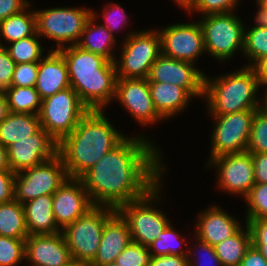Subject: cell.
<instances>
[{
    "label": "cell",
    "mask_w": 267,
    "mask_h": 266,
    "mask_svg": "<svg viewBox=\"0 0 267 266\" xmlns=\"http://www.w3.org/2000/svg\"><path fill=\"white\" fill-rule=\"evenodd\" d=\"M143 138H125L79 179L93 205L118 209L151 191L161 179V156ZM99 203V204H98Z\"/></svg>",
    "instance_id": "6da1fadb"
},
{
    "label": "cell",
    "mask_w": 267,
    "mask_h": 266,
    "mask_svg": "<svg viewBox=\"0 0 267 266\" xmlns=\"http://www.w3.org/2000/svg\"><path fill=\"white\" fill-rule=\"evenodd\" d=\"M125 138L108 122L103 110H90L58 143V154L69 178L79 179Z\"/></svg>",
    "instance_id": "7a4b0ae2"
},
{
    "label": "cell",
    "mask_w": 267,
    "mask_h": 266,
    "mask_svg": "<svg viewBox=\"0 0 267 266\" xmlns=\"http://www.w3.org/2000/svg\"><path fill=\"white\" fill-rule=\"evenodd\" d=\"M67 65L70 87L89 110H102L115 97L117 72L115 62L77 45L57 50Z\"/></svg>",
    "instance_id": "3957f363"
},
{
    "label": "cell",
    "mask_w": 267,
    "mask_h": 266,
    "mask_svg": "<svg viewBox=\"0 0 267 266\" xmlns=\"http://www.w3.org/2000/svg\"><path fill=\"white\" fill-rule=\"evenodd\" d=\"M259 85L255 71L250 66L214 81L205 76L204 96L207 97L210 114L226 115L260 109V102L255 96Z\"/></svg>",
    "instance_id": "277c9868"
},
{
    "label": "cell",
    "mask_w": 267,
    "mask_h": 266,
    "mask_svg": "<svg viewBox=\"0 0 267 266\" xmlns=\"http://www.w3.org/2000/svg\"><path fill=\"white\" fill-rule=\"evenodd\" d=\"M116 212V209L111 207L94 205L62 229L73 262L84 266H89L93 262L99 249L104 225Z\"/></svg>",
    "instance_id": "5b68a950"
},
{
    "label": "cell",
    "mask_w": 267,
    "mask_h": 266,
    "mask_svg": "<svg viewBox=\"0 0 267 266\" xmlns=\"http://www.w3.org/2000/svg\"><path fill=\"white\" fill-rule=\"evenodd\" d=\"M89 111L77 92L69 87L43 99L38 117L41 128L59 143Z\"/></svg>",
    "instance_id": "8992f818"
},
{
    "label": "cell",
    "mask_w": 267,
    "mask_h": 266,
    "mask_svg": "<svg viewBox=\"0 0 267 266\" xmlns=\"http://www.w3.org/2000/svg\"><path fill=\"white\" fill-rule=\"evenodd\" d=\"M159 185L158 183L144 197L123 204L116 210L127 222L134 243L148 247L170 224L164 213L150 207V203L158 199Z\"/></svg>",
    "instance_id": "52a82bcc"
},
{
    "label": "cell",
    "mask_w": 267,
    "mask_h": 266,
    "mask_svg": "<svg viewBox=\"0 0 267 266\" xmlns=\"http://www.w3.org/2000/svg\"><path fill=\"white\" fill-rule=\"evenodd\" d=\"M69 178L59 154L15 174L14 200L21 204L43 195H53Z\"/></svg>",
    "instance_id": "ba28073f"
},
{
    "label": "cell",
    "mask_w": 267,
    "mask_h": 266,
    "mask_svg": "<svg viewBox=\"0 0 267 266\" xmlns=\"http://www.w3.org/2000/svg\"><path fill=\"white\" fill-rule=\"evenodd\" d=\"M125 39L119 65L115 60L117 78H148L151 66L161 55L159 32H133Z\"/></svg>",
    "instance_id": "9c48e42d"
},
{
    "label": "cell",
    "mask_w": 267,
    "mask_h": 266,
    "mask_svg": "<svg viewBox=\"0 0 267 266\" xmlns=\"http://www.w3.org/2000/svg\"><path fill=\"white\" fill-rule=\"evenodd\" d=\"M199 23L205 51L214 58L227 60L238 48L243 51L244 25L233 12L204 15Z\"/></svg>",
    "instance_id": "30bf717a"
},
{
    "label": "cell",
    "mask_w": 267,
    "mask_h": 266,
    "mask_svg": "<svg viewBox=\"0 0 267 266\" xmlns=\"http://www.w3.org/2000/svg\"><path fill=\"white\" fill-rule=\"evenodd\" d=\"M92 10L82 8H51L36 11V33L57 41V49L63 48L64 42L77 45L81 39Z\"/></svg>",
    "instance_id": "8fae6325"
},
{
    "label": "cell",
    "mask_w": 267,
    "mask_h": 266,
    "mask_svg": "<svg viewBox=\"0 0 267 266\" xmlns=\"http://www.w3.org/2000/svg\"><path fill=\"white\" fill-rule=\"evenodd\" d=\"M256 110L212 115L217 121L212 135L211 158L247 150L251 124Z\"/></svg>",
    "instance_id": "7c38bea8"
},
{
    "label": "cell",
    "mask_w": 267,
    "mask_h": 266,
    "mask_svg": "<svg viewBox=\"0 0 267 266\" xmlns=\"http://www.w3.org/2000/svg\"><path fill=\"white\" fill-rule=\"evenodd\" d=\"M197 22L174 24L161 30V54L194 64L205 50L203 30Z\"/></svg>",
    "instance_id": "4fadbf2b"
},
{
    "label": "cell",
    "mask_w": 267,
    "mask_h": 266,
    "mask_svg": "<svg viewBox=\"0 0 267 266\" xmlns=\"http://www.w3.org/2000/svg\"><path fill=\"white\" fill-rule=\"evenodd\" d=\"M148 82L171 83L184 88L192 97H204L205 75L192 63L160 55L153 63Z\"/></svg>",
    "instance_id": "5bb4252c"
},
{
    "label": "cell",
    "mask_w": 267,
    "mask_h": 266,
    "mask_svg": "<svg viewBox=\"0 0 267 266\" xmlns=\"http://www.w3.org/2000/svg\"><path fill=\"white\" fill-rule=\"evenodd\" d=\"M218 169L219 187L246 197L255 184L252 154L248 151L210 159Z\"/></svg>",
    "instance_id": "9a60e30c"
},
{
    "label": "cell",
    "mask_w": 267,
    "mask_h": 266,
    "mask_svg": "<svg viewBox=\"0 0 267 266\" xmlns=\"http://www.w3.org/2000/svg\"><path fill=\"white\" fill-rule=\"evenodd\" d=\"M11 171L15 174L52 159L58 154V142L43 128L28 139L7 147Z\"/></svg>",
    "instance_id": "2e32d148"
},
{
    "label": "cell",
    "mask_w": 267,
    "mask_h": 266,
    "mask_svg": "<svg viewBox=\"0 0 267 266\" xmlns=\"http://www.w3.org/2000/svg\"><path fill=\"white\" fill-rule=\"evenodd\" d=\"M116 98L140 124H153L162 119L151 99L147 78H117Z\"/></svg>",
    "instance_id": "e0dca14e"
},
{
    "label": "cell",
    "mask_w": 267,
    "mask_h": 266,
    "mask_svg": "<svg viewBox=\"0 0 267 266\" xmlns=\"http://www.w3.org/2000/svg\"><path fill=\"white\" fill-rule=\"evenodd\" d=\"M94 205L78 178H68L53 194V213L62 229L85 214Z\"/></svg>",
    "instance_id": "ac0fdd59"
},
{
    "label": "cell",
    "mask_w": 267,
    "mask_h": 266,
    "mask_svg": "<svg viewBox=\"0 0 267 266\" xmlns=\"http://www.w3.org/2000/svg\"><path fill=\"white\" fill-rule=\"evenodd\" d=\"M25 258L33 266H69L73 263L62 232L29 235L25 239Z\"/></svg>",
    "instance_id": "d6986e66"
},
{
    "label": "cell",
    "mask_w": 267,
    "mask_h": 266,
    "mask_svg": "<svg viewBox=\"0 0 267 266\" xmlns=\"http://www.w3.org/2000/svg\"><path fill=\"white\" fill-rule=\"evenodd\" d=\"M132 242L127 222L116 212L104 225L97 255L89 266L115 263L116 258Z\"/></svg>",
    "instance_id": "ffe728a7"
},
{
    "label": "cell",
    "mask_w": 267,
    "mask_h": 266,
    "mask_svg": "<svg viewBox=\"0 0 267 266\" xmlns=\"http://www.w3.org/2000/svg\"><path fill=\"white\" fill-rule=\"evenodd\" d=\"M70 87L68 69L64 57L57 51H49L48 56L38 62L35 89L41 100Z\"/></svg>",
    "instance_id": "44dd1931"
},
{
    "label": "cell",
    "mask_w": 267,
    "mask_h": 266,
    "mask_svg": "<svg viewBox=\"0 0 267 266\" xmlns=\"http://www.w3.org/2000/svg\"><path fill=\"white\" fill-rule=\"evenodd\" d=\"M198 218L197 239L211 246L232 237L242 228L232 216L214 205Z\"/></svg>",
    "instance_id": "7402d4cb"
},
{
    "label": "cell",
    "mask_w": 267,
    "mask_h": 266,
    "mask_svg": "<svg viewBox=\"0 0 267 266\" xmlns=\"http://www.w3.org/2000/svg\"><path fill=\"white\" fill-rule=\"evenodd\" d=\"M29 235L60 233L53 213V195H43L23 204Z\"/></svg>",
    "instance_id": "603a6c76"
},
{
    "label": "cell",
    "mask_w": 267,
    "mask_h": 266,
    "mask_svg": "<svg viewBox=\"0 0 267 266\" xmlns=\"http://www.w3.org/2000/svg\"><path fill=\"white\" fill-rule=\"evenodd\" d=\"M157 113L167 118L186 107L192 97L184 88L171 83L148 82Z\"/></svg>",
    "instance_id": "cb8c5ba5"
},
{
    "label": "cell",
    "mask_w": 267,
    "mask_h": 266,
    "mask_svg": "<svg viewBox=\"0 0 267 266\" xmlns=\"http://www.w3.org/2000/svg\"><path fill=\"white\" fill-rule=\"evenodd\" d=\"M40 129L37 114L9 112L0 123V142L7 148L18 140L28 139Z\"/></svg>",
    "instance_id": "d4e9b609"
},
{
    "label": "cell",
    "mask_w": 267,
    "mask_h": 266,
    "mask_svg": "<svg viewBox=\"0 0 267 266\" xmlns=\"http://www.w3.org/2000/svg\"><path fill=\"white\" fill-rule=\"evenodd\" d=\"M96 16L92 12L91 18L87 21L81 40L77 43L81 49L102 55L111 62H115V57L111 53L113 44L115 45V37L103 25H95Z\"/></svg>",
    "instance_id": "484cf974"
},
{
    "label": "cell",
    "mask_w": 267,
    "mask_h": 266,
    "mask_svg": "<svg viewBox=\"0 0 267 266\" xmlns=\"http://www.w3.org/2000/svg\"><path fill=\"white\" fill-rule=\"evenodd\" d=\"M245 227L246 231L240 229L232 237L214 246L215 253L223 266H239L251 246V232L247 224Z\"/></svg>",
    "instance_id": "4316f807"
},
{
    "label": "cell",
    "mask_w": 267,
    "mask_h": 266,
    "mask_svg": "<svg viewBox=\"0 0 267 266\" xmlns=\"http://www.w3.org/2000/svg\"><path fill=\"white\" fill-rule=\"evenodd\" d=\"M0 236L26 239L29 236L23 204L13 200L0 204Z\"/></svg>",
    "instance_id": "83f0119b"
},
{
    "label": "cell",
    "mask_w": 267,
    "mask_h": 266,
    "mask_svg": "<svg viewBox=\"0 0 267 266\" xmlns=\"http://www.w3.org/2000/svg\"><path fill=\"white\" fill-rule=\"evenodd\" d=\"M25 10L0 21V33L7 42L12 43L36 33L35 12L26 13Z\"/></svg>",
    "instance_id": "f1b7e54d"
},
{
    "label": "cell",
    "mask_w": 267,
    "mask_h": 266,
    "mask_svg": "<svg viewBox=\"0 0 267 266\" xmlns=\"http://www.w3.org/2000/svg\"><path fill=\"white\" fill-rule=\"evenodd\" d=\"M5 95L9 112L38 115L42 100L35 87L10 86Z\"/></svg>",
    "instance_id": "f546056e"
},
{
    "label": "cell",
    "mask_w": 267,
    "mask_h": 266,
    "mask_svg": "<svg viewBox=\"0 0 267 266\" xmlns=\"http://www.w3.org/2000/svg\"><path fill=\"white\" fill-rule=\"evenodd\" d=\"M38 34L26 37L11 43L12 46L6 47L10 57L16 64L39 62L42 58V47L38 41Z\"/></svg>",
    "instance_id": "4dcf8cb0"
},
{
    "label": "cell",
    "mask_w": 267,
    "mask_h": 266,
    "mask_svg": "<svg viewBox=\"0 0 267 266\" xmlns=\"http://www.w3.org/2000/svg\"><path fill=\"white\" fill-rule=\"evenodd\" d=\"M243 54L251 59L252 67L259 59L267 56V27L254 26L244 32Z\"/></svg>",
    "instance_id": "1f68e13d"
},
{
    "label": "cell",
    "mask_w": 267,
    "mask_h": 266,
    "mask_svg": "<svg viewBox=\"0 0 267 266\" xmlns=\"http://www.w3.org/2000/svg\"><path fill=\"white\" fill-rule=\"evenodd\" d=\"M251 154L267 153V115L260 109L255 111L247 150Z\"/></svg>",
    "instance_id": "d6a6232c"
},
{
    "label": "cell",
    "mask_w": 267,
    "mask_h": 266,
    "mask_svg": "<svg viewBox=\"0 0 267 266\" xmlns=\"http://www.w3.org/2000/svg\"><path fill=\"white\" fill-rule=\"evenodd\" d=\"M179 233L173 230L171 224H169L163 232L153 241L149 246L151 256H164V255H178V256H190L191 251L183 252L180 248H175V243L180 239ZM178 245V244H177ZM153 251V253H152ZM189 253V254H188Z\"/></svg>",
    "instance_id": "836d02e7"
},
{
    "label": "cell",
    "mask_w": 267,
    "mask_h": 266,
    "mask_svg": "<svg viewBox=\"0 0 267 266\" xmlns=\"http://www.w3.org/2000/svg\"><path fill=\"white\" fill-rule=\"evenodd\" d=\"M25 259V239L0 236V266H17Z\"/></svg>",
    "instance_id": "e575fe53"
},
{
    "label": "cell",
    "mask_w": 267,
    "mask_h": 266,
    "mask_svg": "<svg viewBox=\"0 0 267 266\" xmlns=\"http://www.w3.org/2000/svg\"><path fill=\"white\" fill-rule=\"evenodd\" d=\"M245 198L249 206L246 221L267 219V183H255Z\"/></svg>",
    "instance_id": "d590c367"
},
{
    "label": "cell",
    "mask_w": 267,
    "mask_h": 266,
    "mask_svg": "<svg viewBox=\"0 0 267 266\" xmlns=\"http://www.w3.org/2000/svg\"><path fill=\"white\" fill-rule=\"evenodd\" d=\"M151 253L147 246L131 242L116 258L118 266H149Z\"/></svg>",
    "instance_id": "8d00e7d4"
},
{
    "label": "cell",
    "mask_w": 267,
    "mask_h": 266,
    "mask_svg": "<svg viewBox=\"0 0 267 266\" xmlns=\"http://www.w3.org/2000/svg\"><path fill=\"white\" fill-rule=\"evenodd\" d=\"M38 73V62L15 65L11 86L35 87Z\"/></svg>",
    "instance_id": "74e56055"
},
{
    "label": "cell",
    "mask_w": 267,
    "mask_h": 266,
    "mask_svg": "<svg viewBox=\"0 0 267 266\" xmlns=\"http://www.w3.org/2000/svg\"><path fill=\"white\" fill-rule=\"evenodd\" d=\"M251 232V242L267 260V219L245 221Z\"/></svg>",
    "instance_id": "f35d334b"
},
{
    "label": "cell",
    "mask_w": 267,
    "mask_h": 266,
    "mask_svg": "<svg viewBox=\"0 0 267 266\" xmlns=\"http://www.w3.org/2000/svg\"><path fill=\"white\" fill-rule=\"evenodd\" d=\"M238 0H197L193 9L204 15L228 13L233 11Z\"/></svg>",
    "instance_id": "ab89813d"
},
{
    "label": "cell",
    "mask_w": 267,
    "mask_h": 266,
    "mask_svg": "<svg viewBox=\"0 0 267 266\" xmlns=\"http://www.w3.org/2000/svg\"><path fill=\"white\" fill-rule=\"evenodd\" d=\"M15 65L5 46L0 43V91L5 92L11 86Z\"/></svg>",
    "instance_id": "60d3db41"
},
{
    "label": "cell",
    "mask_w": 267,
    "mask_h": 266,
    "mask_svg": "<svg viewBox=\"0 0 267 266\" xmlns=\"http://www.w3.org/2000/svg\"><path fill=\"white\" fill-rule=\"evenodd\" d=\"M14 182L13 171H0V204L14 200Z\"/></svg>",
    "instance_id": "b9f144b4"
},
{
    "label": "cell",
    "mask_w": 267,
    "mask_h": 266,
    "mask_svg": "<svg viewBox=\"0 0 267 266\" xmlns=\"http://www.w3.org/2000/svg\"><path fill=\"white\" fill-rule=\"evenodd\" d=\"M28 6L30 5L25 0H0V21L18 14Z\"/></svg>",
    "instance_id": "7bdbcfd3"
},
{
    "label": "cell",
    "mask_w": 267,
    "mask_h": 266,
    "mask_svg": "<svg viewBox=\"0 0 267 266\" xmlns=\"http://www.w3.org/2000/svg\"><path fill=\"white\" fill-rule=\"evenodd\" d=\"M254 181L259 184L267 183V153L252 154Z\"/></svg>",
    "instance_id": "ee69618b"
},
{
    "label": "cell",
    "mask_w": 267,
    "mask_h": 266,
    "mask_svg": "<svg viewBox=\"0 0 267 266\" xmlns=\"http://www.w3.org/2000/svg\"><path fill=\"white\" fill-rule=\"evenodd\" d=\"M104 9H105V11L103 12V17L105 18L106 24L103 26H105L113 35V33H112L113 30L119 29L118 24H120L121 22H124V24H126L127 17L125 16V12H124V10L121 9L120 5H113V8L111 7V9H110V7H104ZM115 11H117V12L120 11L119 13H121V14H119V13L116 14ZM117 15H120V18H122V21H121V19H119V16H117ZM117 18L119 20H117Z\"/></svg>",
    "instance_id": "f6af8a7d"
},
{
    "label": "cell",
    "mask_w": 267,
    "mask_h": 266,
    "mask_svg": "<svg viewBox=\"0 0 267 266\" xmlns=\"http://www.w3.org/2000/svg\"><path fill=\"white\" fill-rule=\"evenodd\" d=\"M188 257L178 255L151 256L149 266H189Z\"/></svg>",
    "instance_id": "bcb514c9"
},
{
    "label": "cell",
    "mask_w": 267,
    "mask_h": 266,
    "mask_svg": "<svg viewBox=\"0 0 267 266\" xmlns=\"http://www.w3.org/2000/svg\"><path fill=\"white\" fill-rule=\"evenodd\" d=\"M239 266H267V260L262 256L261 252L251 244Z\"/></svg>",
    "instance_id": "7dc6e473"
},
{
    "label": "cell",
    "mask_w": 267,
    "mask_h": 266,
    "mask_svg": "<svg viewBox=\"0 0 267 266\" xmlns=\"http://www.w3.org/2000/svg\"><path fill=\"white\" fill-rule=\"evenodd\" d=\"M200 243L199 244V247L202 248V250H204V252L207 253V258L208 260H212V261H209L207 263H210L212 264L213 261H214V265L216 264L217 266H223V264L220 262L218 256L216 255L215 253V250H214V246H211L210 244L198 239ZM204 256V255H203ZM206 257V256H205ZM210 257V258H209ZM207 261V259H204ZM188 263H189V266H198V262L196 261L194 264H192V261L191 259L188 258ZM206 263V262H205ZM209 265V264H208Z\"/></svg>",
    "instance_id": "c3c4849f"
},
{
    "label": "cell",
    "mask_w": 267,
    "mask_h": 266,
    "mask_svg": "<svg viewBox=\"0 0 267 266\" xmlns=\"http://www.w3.org/2000/svg\"><path fill=\"white\" fill-rule=\"evenodd\" d=\"M252 68L259 80L260 86L265 84L267 85V56L259 59Z\"/></svg>",
    "instance_id": "681fc988"
},
{
    "label": "cell",
    "mask_w": 267,
    "mask_h": 266,
    "mask_svg": "<svg viewBox=\"0 0 267 266\" xmlns=\"http://www.w3.org/2000/svg\"><path fill=\"white\" fill-rule=\"evenodd\" d=\"M259 10L256 13L255 20L258 27H267V0H257Z\"/></svg>",
    "instance_id": "f907efd6"
},
{
    "label": "cell",
    "mask_w": 267,
    "mask_h": 266,
    "mask_svg": "<svg viewBox=\"0 0 267 266\" xmlns=\"http://www.w3.org/2000/svg\"><path fill=\"white\" fill-rule=\"evenodd\" d=\"M0 171H11L7 148L0 142Z\"/></svg>",
    "instance_id": "816d5d0a"
},
{
    "label": "cell",
    "mask_w": 267,
    "mask_h": 266,
    "mask_svg": "<svg viewBox=\"0 0 267 266\" xmlns=\"http://www.w3.org/2000/svg\"><path fill=\"white\" fill-rule=\"evenodd\" d=\"M8 113L9 110L5 92L0 91V123L5 119Z\"/></svg>",
    "instance_id": "f5cc1de1"
},
{
    "label": "cell",
    "mask_w": 267,
    "mask_h": 266,
    "mask_svg": "<svg viewBox=\"0 0 267 266\" xmlns=\"http://www.w3.org/2000/svg\"><path fill=\"white\" fill-rule=\"evenodd\" d=\"M175 2H177L178 5H180L181 7H184L185 9L188 10V12H191L195 7L197 0H174Z\"/></svg>",
    "instance_id": "db71d44e"
},
{
    "label": "cell",
    "mask_w": 267,
    "mask_h": 266,
    "mask_svg": "<svg viewBox=\"0 0 267 266\" xmlns=\"http://www.w3.org/2000/svg\"><path fill=\"white\" fill-rule=\"evenodd\" d=\"M263 102H264L263 105L262 103L260 104V110L267 115V92H266L265 100Z\"/></svg>",
    "instance_id": "11a10c76"
},
{
    "label": "cell",
    "mask_w": 267,
    "mask_h": 266,
    "mask_svg": "<svg viewBox=\"0 0 267 266\" xmlns=\"http://www.w3.org/2000/svg\"><path fill=\"white\" fill-rule=\"evenodd\" d=\"M69 266H84V265H82V264H78V263H76V262H73L71 265H69Z\"/></svg>",
    "instance_id": "9f6ffc18"
},
{
    "label": "cell",
    "mask_w": 267,
    "mask_h": 266,
    "mask_svg": "<svg viewBox=\"0 0 267 266\" xmlns=\"http://www.w3.org/2000/svg\"><path fill=\"white\" fill-rule=\"evenodd\" d=\"M103 266H118L116 263H110V264H106V265H103Z\"/></svg>",
    "instance_id": "6f0895ef"
}]
</instances>
